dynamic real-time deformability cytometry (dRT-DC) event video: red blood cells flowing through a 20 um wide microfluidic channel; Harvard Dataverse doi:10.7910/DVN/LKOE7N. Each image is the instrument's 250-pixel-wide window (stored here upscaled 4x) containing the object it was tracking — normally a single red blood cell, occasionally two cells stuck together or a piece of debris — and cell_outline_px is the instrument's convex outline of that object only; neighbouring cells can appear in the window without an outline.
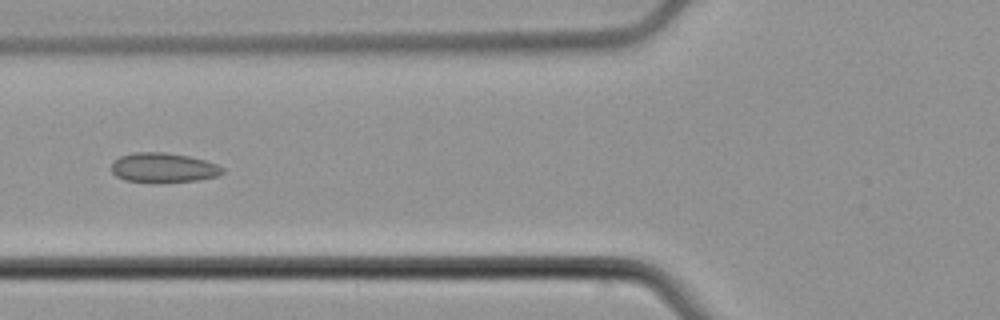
{"species": "common noctule bat (a hibernating species)", "species_latin": "Nyctalus noctula", "temperature_condition": "cold", "stored_images_in_passage": 7, "camera_frame_rate_fps": 3000, "um_per_image_px": 0.085, "animal": {"sex": "male", "body_mass_g": 21.5, "forearm_length_mm": 52.0}, "frame": {"image": 1, "passage_image": 5, "time_ms": 6.0, "image_size_px": [1000, 320], "cell_outline_px": [[224, 172], [220, 176], [200, 180], [124, 180], [116, 176], [112, 172], [112, 164], [120, 156], [132, 152], [164, 152], [188, 156], [204, 160], [216, 164], [224, 168]], "centroid_in_image_um": [13.92, 14.22], "position_along_channel_um": 111.9, "area_um2": 18.55}}
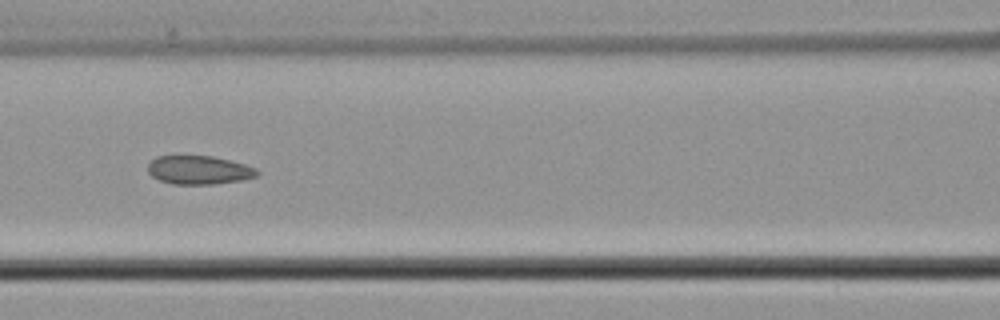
{"frame": {"image": 2, "passage_image": 6, "time_ms": 7.0, "image_size_px": [1000, 320], "cell_outline_px": [[260, 172], [256, 176], [240, 180], [216, 184], [172, 184], [160, 180], [152, 176], [148, 172], [148, 164], [156, 156], [212, 156], [244, 164], [256, 168]], "centroid_in_image_um": [16.9, 14.45], "position_along_channel_um": 149.7, "area_um2": 18.09}}
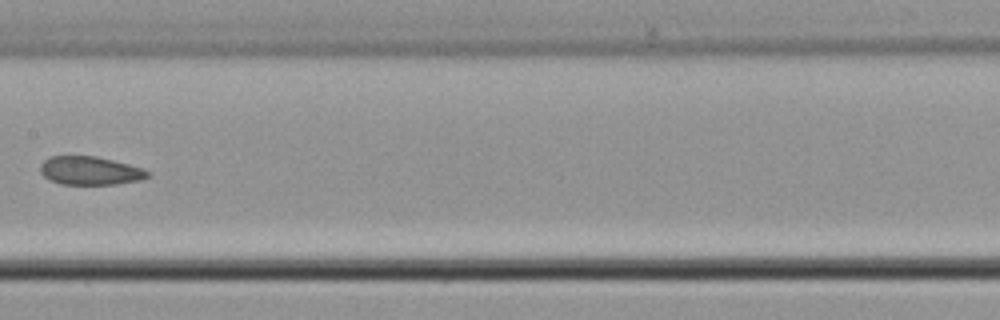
{"frame": {"image": 3, "passage_image": 7, "time_ms": 8.333, "image_size_px": [1000, 320], "cell_outline_px": [[152, 176], [140, 180], [116, 184], [60, 184], [44, 176], [40, 172], [40, 164], [48, 156], [96, 156], [128, 164], [152, 172]], "centroid_in_image_um": [7.67, 14.5], "position_along_channel_um": 199.7, "area_um2": 17.8}}